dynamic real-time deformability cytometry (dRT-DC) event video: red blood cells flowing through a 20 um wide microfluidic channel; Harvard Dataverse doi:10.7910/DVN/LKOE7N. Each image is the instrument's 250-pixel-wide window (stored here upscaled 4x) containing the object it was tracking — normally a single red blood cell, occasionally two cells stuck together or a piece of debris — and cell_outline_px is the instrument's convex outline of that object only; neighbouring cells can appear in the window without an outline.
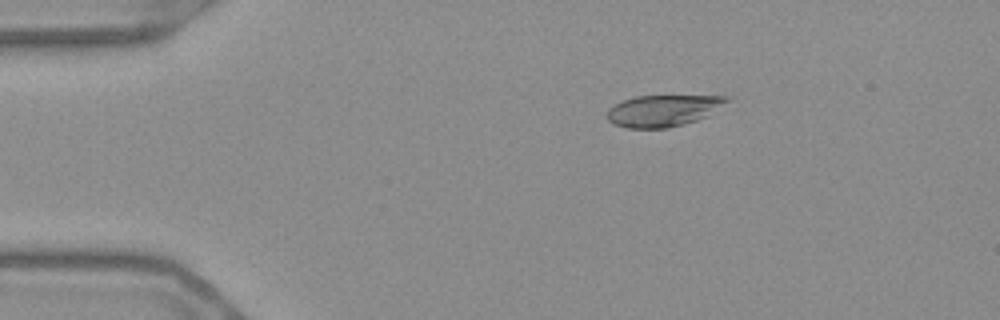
{"species": "Egyptian fruit bat (a non-hibernating species)", "species_latin": "Rousettus aegyptiacus", "temperature_condition": "warm", "stored_images_in_passage": 46, "camera_frame_rate_fps": 3000, "um_per_image_px": 0.085, "frame": {"image": 1, "passage_image": 1, "time_ms": 0.0, "image_size_px": [1000, 320], "cell_outline_px": [[732, 96], [728, 100], [708, 116], [696, 120], [668, 128], [628, 128], [612, 124], [604, 116], [608, 108], [624, 100], [636, 96]], "centroid_in_image_um": [56.31, 9.41], "position_along_channel_um": 28.7, "area_um2": 21.91}}
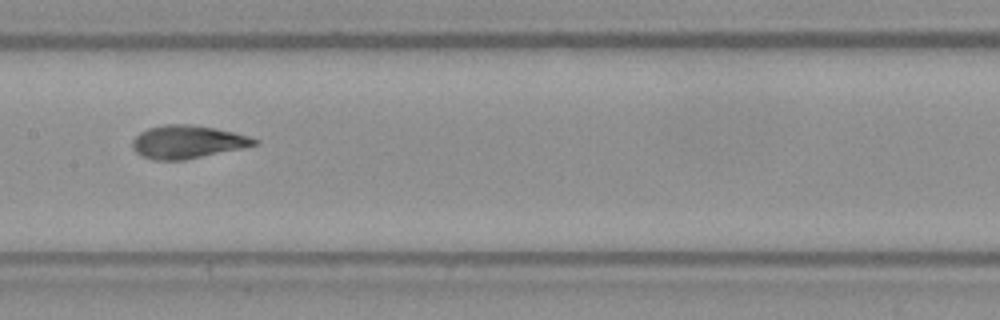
{"frame": {"image": 2, "passage_image": 19, "time_ms": 6.0, "image_size_px": [1000, 320], "cell_outline_px": [[260, 144], [184, 160], [152, 160], [136, 152], [132, 148], [132, 140], [140, 132], [148, 128], [164, 124], [192, 124], [216, 128], [248, 136], [260, 140]], "centroid_in_image_um": [15.92, 12.05], "position_along_channel_um": 191.5, "area_um2": 23.47}}
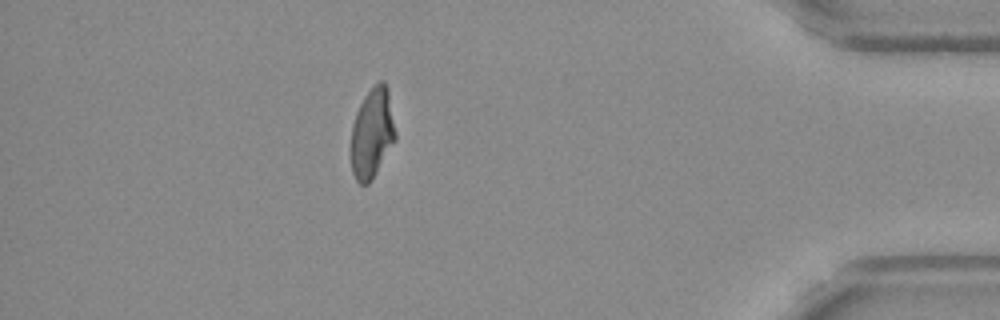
{"frame": {"image": 3, "passage_image": 40, "time_ms": 13.0, "image_size_px": [1000, 320], "cell_outline_px": [[396, 140], [368, 184], [360, 184], [356, 180], [352, 172], [352, 124], [356, 112], [364, 96], [380, 80], [384, 80], [388, 88], [396, 136]], "centroid_in_image_um": [31.64, 11.3], "position_along_channel_um": 403.6, "area_um2": 22.95}, "authors_computed_cell_mechanics": {"area_um2": 23.5535, "velocity_mm_per_s": 3.6736, "shape_relaxation_time_tau1_ms": 4.3214, "shape_relaxation_time_tau2_ms": 1.0147, "deformation_change_tau1": 0.1844, "deformation_change_tau2": 0.0474}}